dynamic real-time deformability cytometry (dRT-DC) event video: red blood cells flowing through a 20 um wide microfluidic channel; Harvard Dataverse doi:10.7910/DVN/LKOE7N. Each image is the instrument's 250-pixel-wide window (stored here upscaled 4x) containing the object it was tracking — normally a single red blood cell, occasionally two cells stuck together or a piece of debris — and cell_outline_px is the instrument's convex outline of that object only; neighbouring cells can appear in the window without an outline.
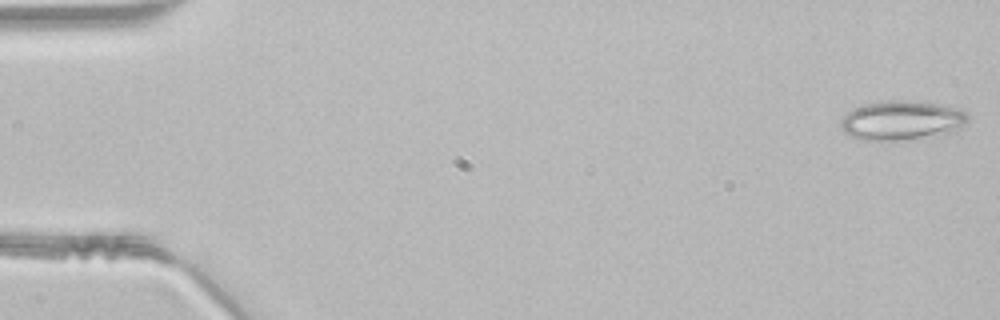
{"species": "common noctule bat (a hibernating species)", "species_latin": "Nyctalus noctula", "temperature_condition": "room temperature", "stored_images_in_passage": 11, "camera_frame_rate_fps": 3000, "um_per_image_px": 0.085, "animal": {"sex": "male", "body_mass_g": 21.5, "forearm_length_mm": 52.0}, "frame": {"image": 1, "passage_image": 1, "time_ms": 0.0, "image_size_px": [1000, 320], "cell_outline_px": [[968, 120], [956, 132], [936, 136], [884, 144], [860, 140], [844, 132], [840, 128], [840, 120], [848, 112], [864, 104], [888, 100], [916, 100], [940, 104], [968, 112]], "centroid_in_image_um": [76.64, 10.28], "position_along_channel_um": 8.4, "area_um2": 30.35}}